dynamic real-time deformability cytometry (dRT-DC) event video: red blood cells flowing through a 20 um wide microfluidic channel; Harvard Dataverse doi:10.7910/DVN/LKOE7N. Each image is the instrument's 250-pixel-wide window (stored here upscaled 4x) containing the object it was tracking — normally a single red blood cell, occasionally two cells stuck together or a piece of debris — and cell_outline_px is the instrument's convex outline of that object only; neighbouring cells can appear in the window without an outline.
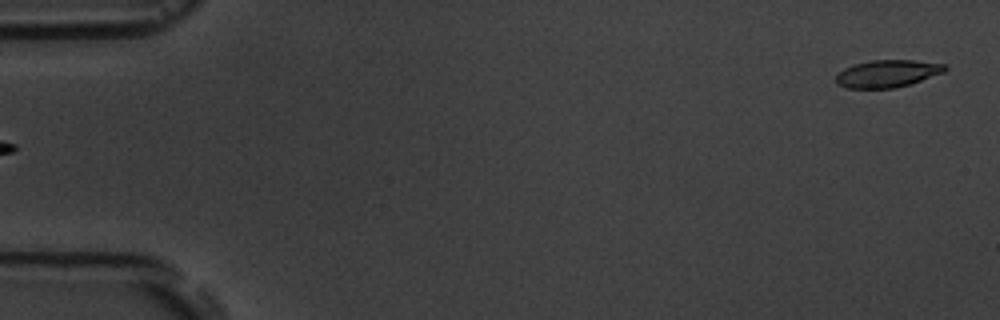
{"species": "common noctule bat (a hibernating species)", "species_latin": "Nyctalus noctula", "temperature_condition": "room temperature", "stored_images_in_passage": 6, "segment_of_instrument_passage": [2, 2], "camera_frame_rate_fps": 3000, "um_per_image_px": 0.085, "animal": {"sex": "male", "body_mass_g": 19.5, "forearm_length_mm": 54.6}, "frame": {"image": 1, "passage_image": 6, "time_ms": 5.667, "image_size_px": [1000, 320], "cell_outline_px": [[948, 68], [944, 72], [908, 84], [892, 88], [848, 88], [836, 84], [836, 76], [844, 68], [852, 64], [872, 60], [912, 60], [948, 64]], "centroid_in_image_um": [75.42, 6.24], "position_along_channel_um": 9.6, "area_um2": 17.28}}